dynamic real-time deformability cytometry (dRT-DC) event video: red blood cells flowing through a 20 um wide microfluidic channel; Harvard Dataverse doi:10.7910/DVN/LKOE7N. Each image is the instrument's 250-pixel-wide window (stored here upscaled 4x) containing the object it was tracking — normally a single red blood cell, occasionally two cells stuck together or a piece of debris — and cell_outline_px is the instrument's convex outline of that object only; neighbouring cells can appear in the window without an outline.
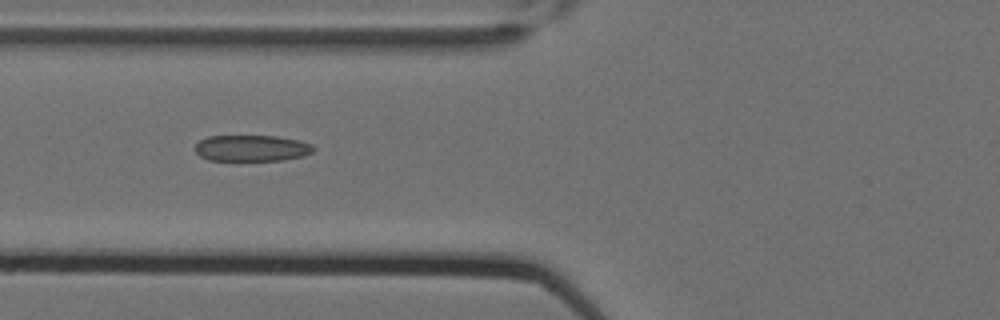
{"species": "Egyptian fruit bat (a non-hibernating species)", "species_latin": "Rousettus aegyptiacus", "temperature_condition": "cold", "stored_images_in_passage": 10, "camera_frame_rate_fps": 3000, "um_per_image_px": 0.085, "animal": {"sex": "female"}, "frame": {"image": 1, "passage_image": 7, "time_ms": 2.0, "image_size_px": [1000, 320], "cell_outline_px": [[316, 148], [312, 152], [304, 156], [284, 160], [240, 164], [236, 164], [208, 160], [200, 156], [196, 152], [196, 144], [200, 140], [208, 136], [276, 136], [300, 140], [312, 144]], "centroid_in_image_um": [21.39, 12.66], "position_along_channel_um": 104.4, "area_um2": 19.31}}
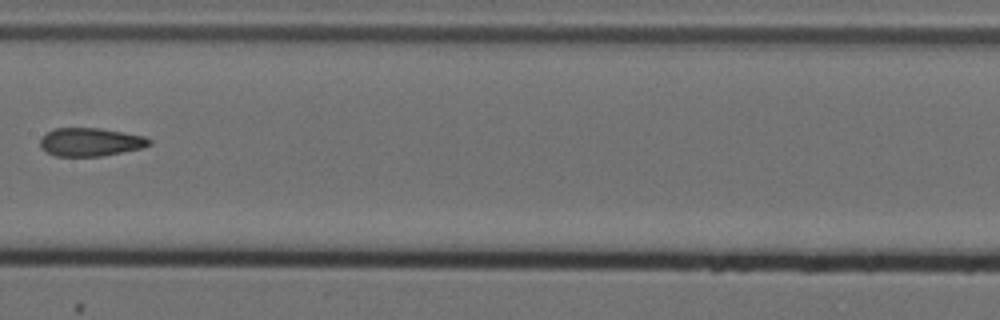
{"frame": {"image": 2, "passage_image": 9, "time_ms": 2.667, "image_size_px": [1000, 320], "cell_outline_px": [[152, 144], [144, 148], [104, 156], [56, 156], [40, 148], [40, 140], [48, 132], [56, 128], [100, 128], [124, 132], [144, 136], [152, 140]], "centroid_in_image_um": [7.75, 12.08], "position_along_channel_um": 199.7, "area_um2": 18.09}}
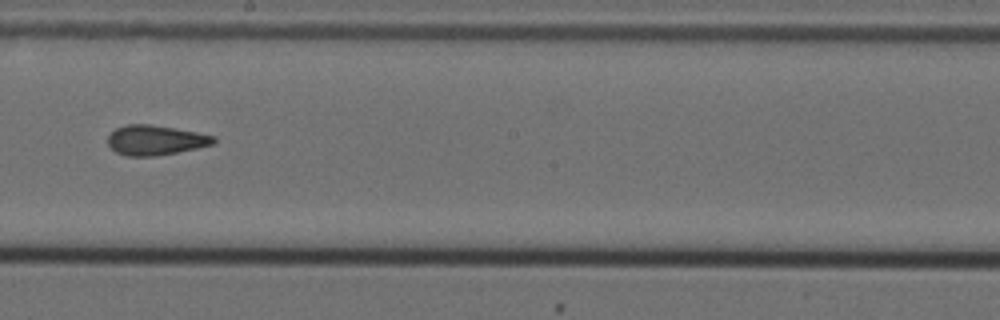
{"frame": {"image": 3, "passage_image": 10, "time_ms": 3.0, "image_size_px": [1000, 320], "cell_outline_px": [[216, 140], [212, 144], [196, 148], [156, 156], [124, 156], [116, 152], [108, 144], [108, 136], [116, 128], [128, 124], [152, 124], [196, 132], [216, 136]], "centroid_in_image_um": [13.19, 11.91], "position_along_channel_um": 235.0, "area_um2": 18.32}}